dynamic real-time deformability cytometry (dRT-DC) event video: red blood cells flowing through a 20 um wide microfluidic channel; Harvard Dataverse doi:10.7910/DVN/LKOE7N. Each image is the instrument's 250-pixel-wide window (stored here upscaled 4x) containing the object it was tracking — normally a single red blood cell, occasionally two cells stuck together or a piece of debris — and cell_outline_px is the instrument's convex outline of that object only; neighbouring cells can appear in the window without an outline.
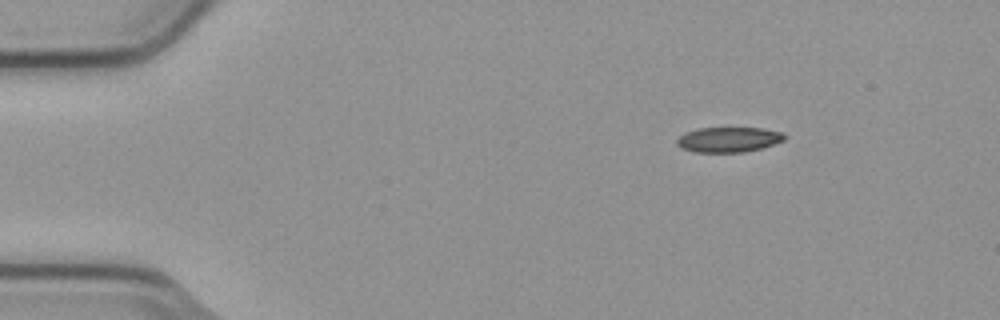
{"species": "common noctule bat (a hibernating species)", "species_latin": "Nyctalus noctula", "temperature_condition": "cold", "stored_images_in_passage": 4, "camera_frame_rate_fps": 3000, "um_per_image_px": 0.085, "animal": {"sex": "male", "body_mass_g": 23.1, "forearm_length_mm": 52.7}, "frame": {"image": 1, "passage_image": 4, "time_ms": 1.0, "image_size_px": [1000, 320], "cell_outline_px": [[788, 136], [784, 140], [760, 148], [744, 152], [696, 152], [680, 148], [676, 144], [676, 140], [684, 132], [700, 128], [764, 128], [784, 132]], "centroid_in_image_um": [61.93, 11.85], "position_along_channel_um": 23.1, "area_um2": 15.84}}